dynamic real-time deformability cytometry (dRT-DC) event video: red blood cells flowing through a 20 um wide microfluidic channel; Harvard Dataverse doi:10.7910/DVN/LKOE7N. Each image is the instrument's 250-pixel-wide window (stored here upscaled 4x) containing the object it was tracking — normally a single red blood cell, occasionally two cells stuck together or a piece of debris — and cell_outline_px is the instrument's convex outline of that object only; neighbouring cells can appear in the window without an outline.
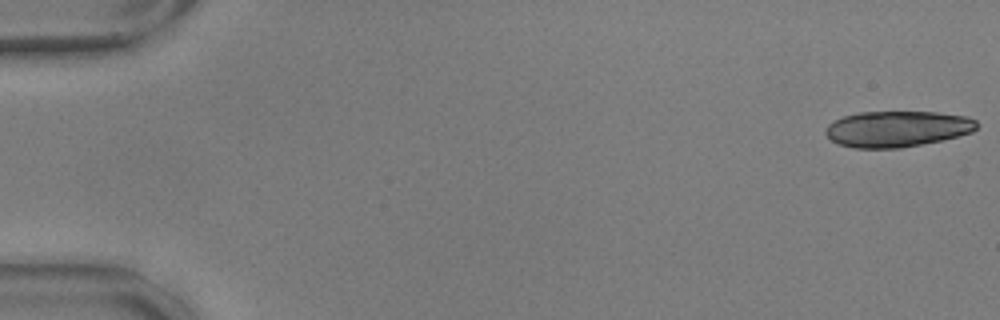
{"species": "common noctule bat (a hibernating species)", "species_latin": "Nyctalus noctula", "temperature_condition": "warm", "stored_images_in_passage": 19, "camera_frame_rate_fps": 3000, "um_per_image_px": 0.085, "animal": {"sex": "male", "body_mass_g": 17.9, "forearm_length_mm": 54.2}, "frame": {"image": 1, "passage_image": 1, "time_ms": 0.0, "image_size_px": [1000, 320], "cell_outline_px": [[976, 128], [972, 132], [940, 140], [900, 148], [856, 148], [840, 144], [832, 140], [824, 132], [828, 124], [844, 116], [860, 112], [936, 112], [968, 116], [976, 120]], "centroid_in_image_um": [76.26, 10.95], "position_along_channel_um": 8.7, "area_um2": 31.39}}